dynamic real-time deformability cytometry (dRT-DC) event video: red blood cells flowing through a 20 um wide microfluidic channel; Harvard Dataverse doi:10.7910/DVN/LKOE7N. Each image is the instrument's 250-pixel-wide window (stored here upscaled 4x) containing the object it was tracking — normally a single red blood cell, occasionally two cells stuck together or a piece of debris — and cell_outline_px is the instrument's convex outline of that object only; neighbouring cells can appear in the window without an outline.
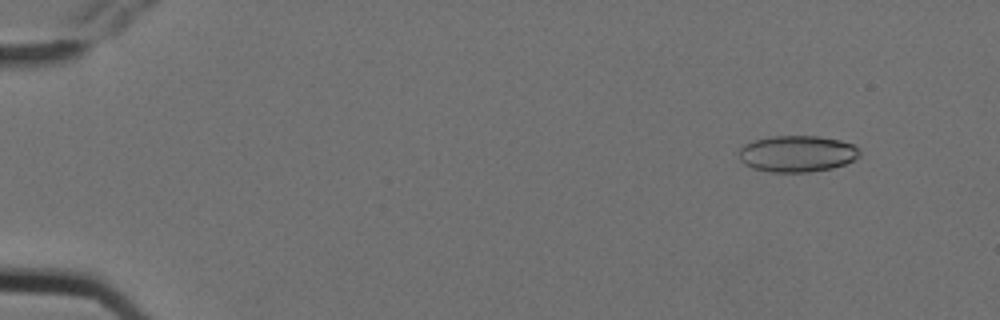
{"species": "Egyptian fruit bat (a non-hibernating species)", "species_latin": "Rousettus aegyptiacus", "temperature_condition": "cold", "stored_images_in_passage": 5, "camera_frame_rate_fps": 3000, "um_per_image_px": 0.085, "animal": {"sex": "female"}, "frame": {"image": 1, "passage_image": 2, "time_ms": 0.333, "image_size_px": [1000, 320], "cell_outline_px": [[860, 156], [844, 164], [832, 168], [808, 172], [772, 172], [752, 168], [744, 164], [740, 160], [740, 148], [744, 144], [756, 140], [772, 136], [816, 136], [840, 140], [852, 144], [860, 148]], "centroid_in_image_um": [67.76, 13.07], "position_along_channel_um": 17.2, "area_um2": 25.55}}
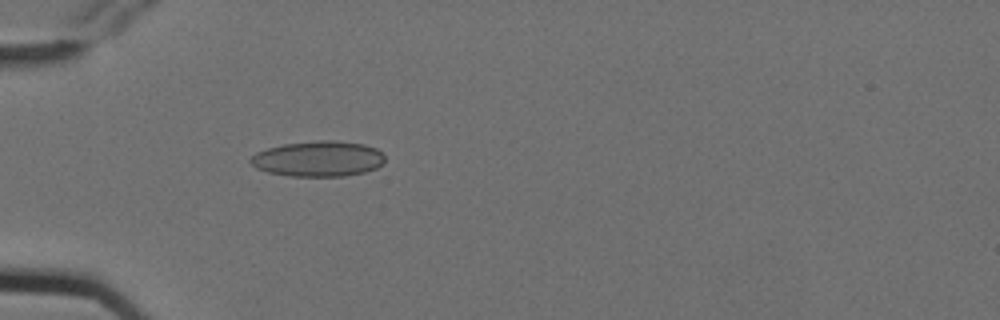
{"frame": {"image": 2, "passage_image": 5, "time_ms": 1.333, "image_size_px": [1000, 320], "cell_outline_px": [[384, 164], [376, 168], [364, 172], [344, 176], [288, 176], [268, 172], [256, 168], [248, 160], [256, 152], [268, 148], [284, 144], [320, 140], [336, 140], [364, 144], [376, 148], [384, 156]], "centroid_in_image_um": [27.06, 13.49], "position_along_channel_um": 57.9, "area_um2": 27.86}}